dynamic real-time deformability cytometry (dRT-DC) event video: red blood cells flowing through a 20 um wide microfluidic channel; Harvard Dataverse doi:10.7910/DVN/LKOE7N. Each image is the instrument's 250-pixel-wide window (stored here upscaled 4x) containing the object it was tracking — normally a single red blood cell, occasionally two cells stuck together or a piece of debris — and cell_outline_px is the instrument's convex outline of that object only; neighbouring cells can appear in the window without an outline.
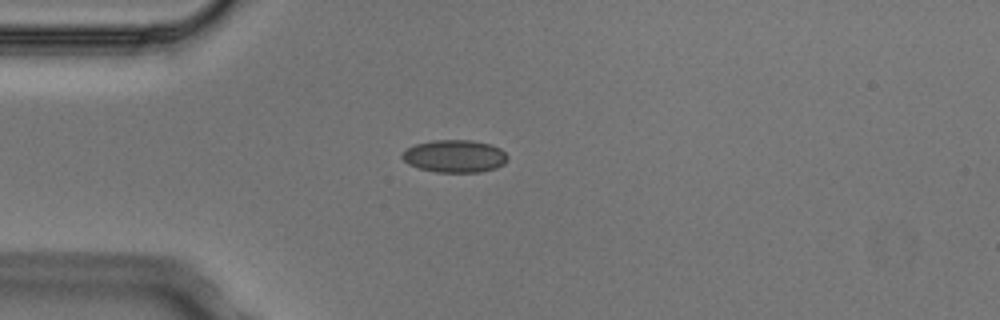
{"species": "Egyptian fruit bat (a non-hibernating species)", "species_latin": "Rousettus aegyptiacus", "temperature_condition": "cold", "stored_images_in_passage": 1, "camera_frame_rate_fps": 3000, "um_per_image_px": 0.085, "animal": {"sex": "male"}, "frame": {"image": 1, "passage_image": 1, "time_ms": 0.0, "image_size_px": [1000, 320], "cell_outline_px": [[508, 160], [504, 164], [496, 168], [480, 172], [436, 172], [420, 168], [408, 164], [400, 156], [408, 148], [416, 144], [432, 140], [472, 140], [488, 144], [500, 148], [508, 156]], "centroid_in_image_um": [38.67, 13.28], "position_along_channel_um": 46.3, "area_um2": 19.94}}